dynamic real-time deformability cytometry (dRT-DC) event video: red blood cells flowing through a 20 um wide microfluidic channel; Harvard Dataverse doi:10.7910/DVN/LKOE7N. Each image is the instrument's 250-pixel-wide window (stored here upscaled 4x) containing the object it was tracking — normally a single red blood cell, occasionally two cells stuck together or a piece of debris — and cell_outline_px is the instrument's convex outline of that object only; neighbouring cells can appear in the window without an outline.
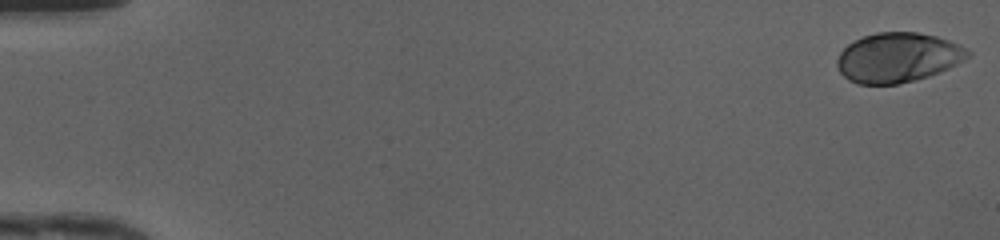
{"species": "human", "species_latin": "Homo sapiens", "temperature_condition": "cold", "stored_images_in_passage": 49, "camera_frame_rate_fps": 3000, "um_per_image_px": 0.085, "donor": {"sex": "female"}, "frame": {"image": 1, "passage_image": 1, "time_ms": 0.0, "image_size_px": [1000, 240], "cell_outline_px": [[972, 52], [964, 60], [940, 72], [916, 80], [896, 84], [856, 84], [848, 80], [840, 72], [836, 64], [836, 60], [840, 52], [848, 44], [864, 36], [876, 32], [916, 32], [936, 36], [960, 44]], "centroid_in_image_um": [76.31, 4.89], "position_along_channel_um": 8.7, "area_um2": 37.86}}
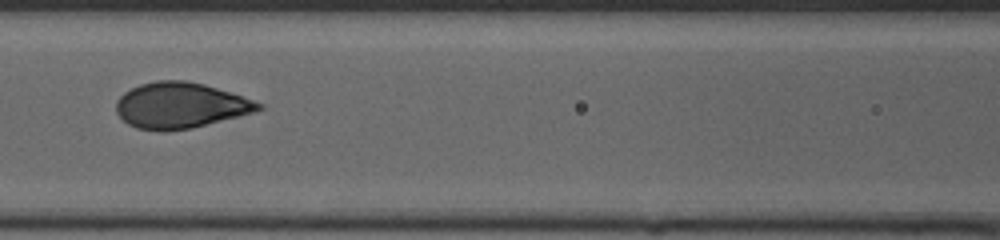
{"frame": {"image": 2, "passage_image": 23, "time_ms": 7.333, "image_size_px": [1000, 240], "cell_outline_px": [[264, 108], [256, 112], [192, 128], [164, 132], [136, 128], [128, 124], [116, 112], [116, 100], [124, 92], [140, 84], [156, 80], [184, 80], [204, 84], [264, 104]], "centroid_in_image_um": [15.31, 8.97], "position_along_channel_um": 151.3, "area_um2": 37.97}}
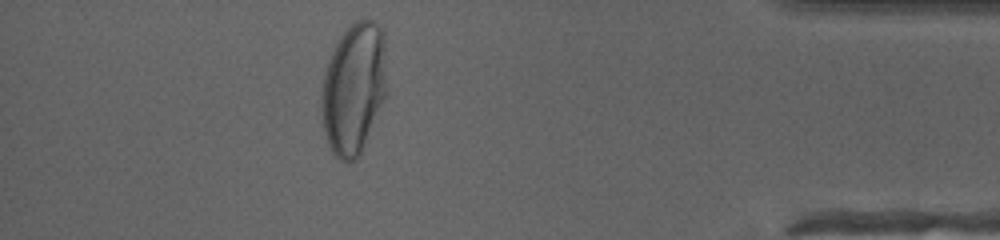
{"frame": {"image": 3, "passage_image": 44, "time_ms": 14.333, "image_size_px": [1000, 240], "cell_outline_px": [[388, 92], [360, 156], [356, 160], [348, 164], [340, 160], [332, 152], [328, 144], [324, 132], [320, 100], [320, 96], [324, 72], [328, 60], [340, 36], [356, 20], [364, 16], [372, 20], [384, 28]], "centroid_in_image_um": [30.1, 7.52], "position_along_channel_um": 405.1, "area_um2": 51.38}, "authors_computed_cell_mechanics": {"area_um2": 38.148, "velocity_mm_per_s": 4.1926, "shape_relaxation_time_tau1_ms": 3.9109, "shape_relaxation_time_tau2_ms": null, "deformation_change_tau1": 0.1846, "deformation_change_tau2": null}}